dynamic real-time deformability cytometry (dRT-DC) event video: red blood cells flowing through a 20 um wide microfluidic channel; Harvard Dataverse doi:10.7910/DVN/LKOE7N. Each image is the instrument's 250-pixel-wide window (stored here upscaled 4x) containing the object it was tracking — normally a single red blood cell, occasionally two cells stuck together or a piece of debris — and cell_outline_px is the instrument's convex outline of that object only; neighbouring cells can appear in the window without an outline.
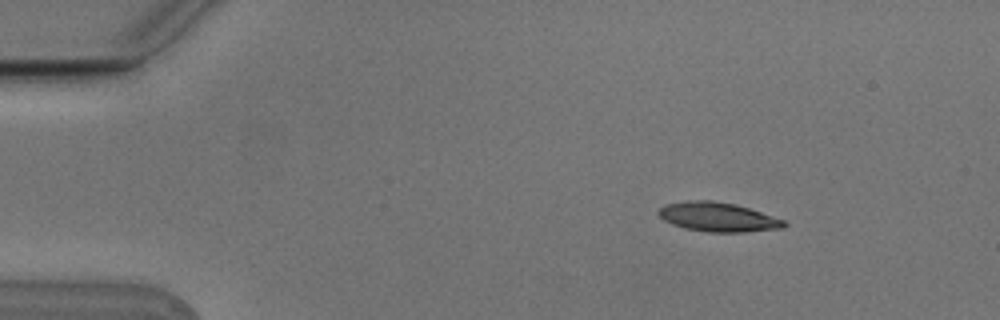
{"species": "Egyptian fruit bat (a non-hibernating species)", "species_latin": "Rousettus aegyptiacus", "temperature_condition": "cold", "stored_images_in_passage": 5, "camera_frame_rate_fps": 3000, "um_per_image_px": 0.085, "animal": {"sex": "male"}, "frame": {"image": 1, "passage_image": 3, "time_ms": 0.667, "image_size_px": [1000, 320], "cell_outline_px": [[788, 224], [784, 228], [744, 232], [708, 232], [684, 228], [672, 224], [664, 220], [656, 212], [660, 208], [668, 204], [688, 200], [712, 200], [736, 204], [784, 220]], "centroid_in_image_um": [61.02, 18.45], "position_along_channel_um": 24.0, "area_um2": 21.33}}